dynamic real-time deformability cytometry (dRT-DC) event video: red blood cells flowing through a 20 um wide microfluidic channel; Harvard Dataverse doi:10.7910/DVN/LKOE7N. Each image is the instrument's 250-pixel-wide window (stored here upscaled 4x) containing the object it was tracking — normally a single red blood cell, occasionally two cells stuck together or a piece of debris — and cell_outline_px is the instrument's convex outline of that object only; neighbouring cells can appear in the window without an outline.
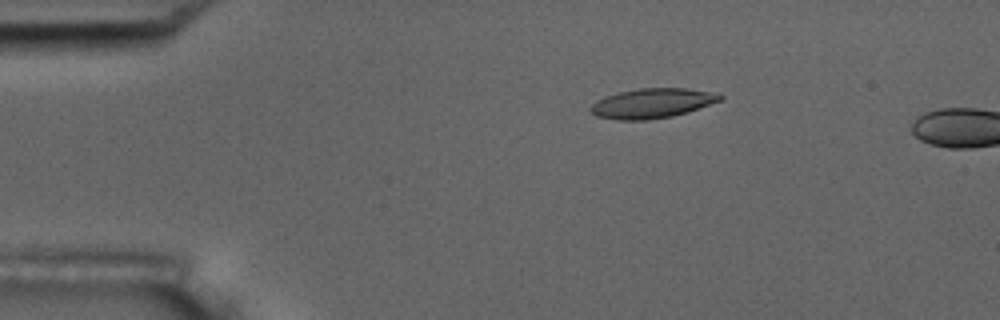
{"species": "common noctule bat (a hibernating species)", "species_latin": "Nyctalus noctula", "temperature_condition": "room temperature", "stored_images_in_passage": 4, "camera_frame_rate_fps": 3000, "um_per_image_px": 0.085, "animal": {"sex": "male", "body_mass_g": 17.5, "forearm_length_mm": 52.3}, "frame": {"image": 1, "passage_image": 3, "time_ms": 3.0, "image_size_px": [1000, 320], "cell_outline_px": [[724, 96], [720, 100], [688, 112], [672, 116], [648, 120], [616, 120], [596, 116], [588, 108], [596, 100], [604, 96], [620, 92], [640, 88], [688, 88], [720, 92]], "centroid_in_image_um": [55.44, 8.77], "position_along_channel_um": 29.6, "area_um2": 22.66}}